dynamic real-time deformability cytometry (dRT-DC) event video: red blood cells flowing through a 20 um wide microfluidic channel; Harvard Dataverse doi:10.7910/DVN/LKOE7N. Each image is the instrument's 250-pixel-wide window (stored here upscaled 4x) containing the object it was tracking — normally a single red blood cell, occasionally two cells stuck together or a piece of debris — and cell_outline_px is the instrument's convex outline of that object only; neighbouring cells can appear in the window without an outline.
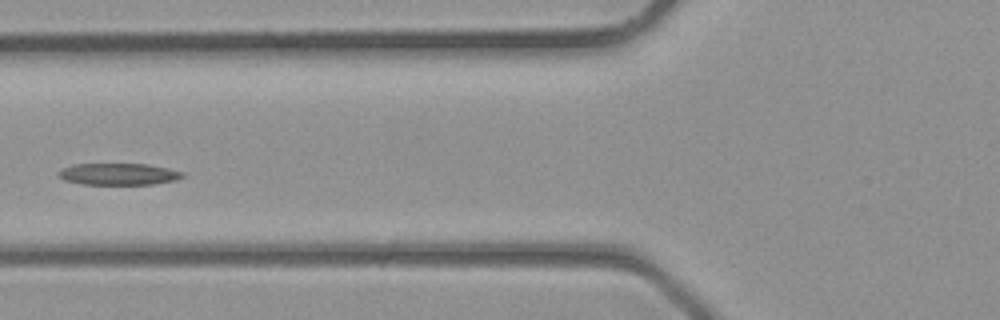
{"species": "common noctule bat (a hibernating species)", "species_latin": "Nyctalus noctula", "temperature_condition": "room temperature", "stored_images_in_passage": 4, "camera_frame_rate_fps": 3000, "um_per_image_px": 0.085, "animal": {"sex": "male", "body_mass_g": 23.1, "forearm_length_mm": 52.7}, "frame": {"image": 1, "passage_image": 4, "time_ms": 1.0, "image_size_px": [1000, 320], "cell_outline_px": [[184, 176], [176, 180], [152, 184], [84, 184], [64, 180], [56, 172], [60, 168], [72, 164], [148, 164], [168, 168], [184, 172]], "centroid_in_image_um": [10.06, 14.79], "position_along_channel_um": 115.7, "area_um2": 15.72}}